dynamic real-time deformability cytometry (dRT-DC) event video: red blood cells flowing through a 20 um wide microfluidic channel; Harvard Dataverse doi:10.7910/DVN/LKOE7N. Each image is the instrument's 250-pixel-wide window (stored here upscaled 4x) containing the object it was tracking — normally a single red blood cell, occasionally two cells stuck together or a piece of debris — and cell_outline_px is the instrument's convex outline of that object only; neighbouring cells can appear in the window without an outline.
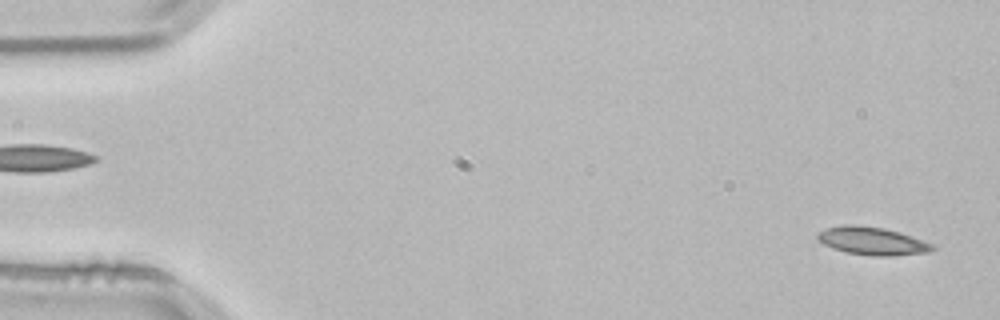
{"species": "common noctule bat (a hibernating species)", "species_latin": "Nyctalus noctula", "temperature_condition": "room temperature", "stored_images_in_passage": 53, "camera_frame_rate_fps": 3000, "um_per_image_px": 0.085, "animal": {"sex": "male", "body_mass_g": 21.5, "forearm_length_mm": 52.0}, "frame": {"image": 1, "passage_image": 2, "time_ms": 0.333, "image_size_px": [1000, 320], "cell_outline_px": [[936, 248], [928, 252], [892, 256], [872, 256], [844, 252], [832, 248], [824, 244], [816, 236], [820, 232], [828, 228], [840, 224], [856, 224], [884, 228], [900, 232], [932, 244]], "centroid_in_image_um": [74.13, 20.48], "position_along_channel_um": 10.9, "area_um2": 18.67}}
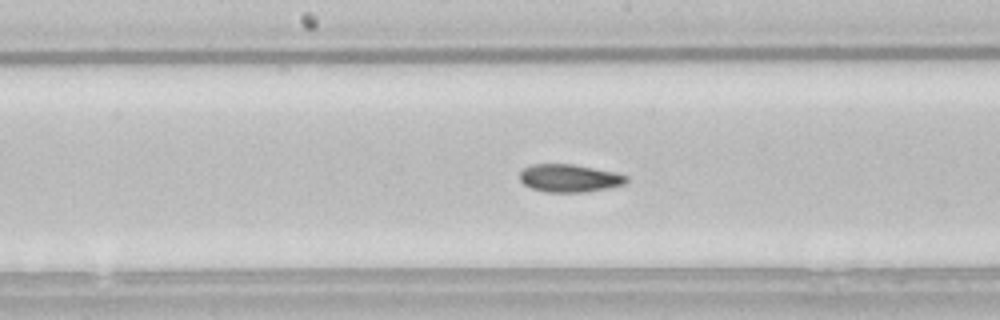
{"frame": {"image": 2, "passage_image": 27, "time_ms": 8.667, "image_size_px": [1000, 320], "cell_outline_px": [[628, 180], [624, 184], [608, 188], [588, 192], [548, 192], [532, 188], [524, 184], [520, 180], [520, 172], [524, 168], [532, 164], [572, 164], [612, 172], [628, 176]], "centroid_in_image_um": [48.39, 15.15], "position_along_channel_um": 199.8, "area_um2": 17.11}}
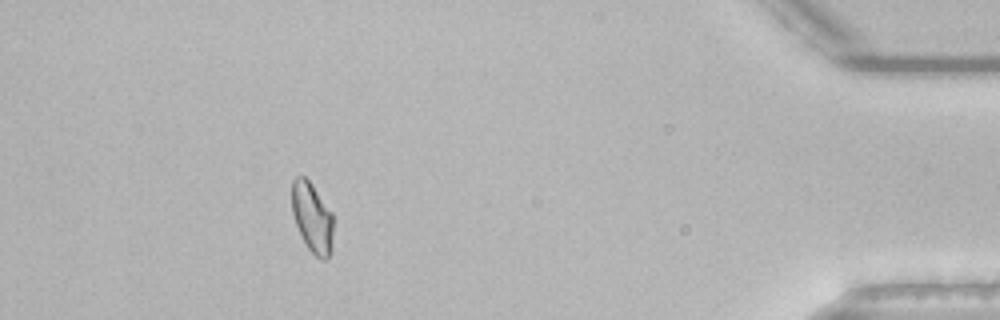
{"frame": {"image": 3, "passage_image": 48, "time_ms": 15.667, "image_size_px": [1000, 320], "cell_outline_px": [[332, 252], [328, 260], [320, 260], [308, 248], [296, 224], [292, 212], [292, 180], [296, 176], [304, 176], [312, 184], [332, 212]], "centroid_in_image_um": [26.55, 18.51], "position_along_channel_um": 408.7, "area_um2": 16.88}, "authors_computed_cell_mechanics": {"area_um2": 17.8024, "velocity_mm_per_s": 3.7981, "shape_relaxation_time_tau1_ms": 4.0327, "shape_relaxation_time_tau2_ms": 4.37, "deformation_change_tau1": 0.1064, "deformation_change_tau2": 0.0852}}